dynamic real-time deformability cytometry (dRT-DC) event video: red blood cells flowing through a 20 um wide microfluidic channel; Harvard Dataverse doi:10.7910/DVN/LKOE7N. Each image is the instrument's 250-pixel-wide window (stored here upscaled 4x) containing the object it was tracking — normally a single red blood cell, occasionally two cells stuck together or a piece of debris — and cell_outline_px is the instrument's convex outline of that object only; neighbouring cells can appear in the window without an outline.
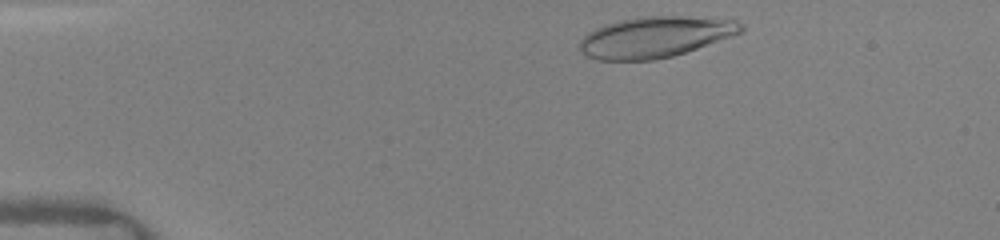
{"species": "human", "species_latin": "Homo sapiens", "temperature_condition": "warm", "stored_images_in_passage": 36, "camera_frame_rate_fps": 3000, "um_per_image_px": 0.085, "donor": {"sex": "female"}, "frame": {"image": 1, "passage_image": 2, "time_ms": 0.333, "image_size_px": [1000, 240], "cell_outline_px": [[744, 32], [672, 56], [652, 60], [596, 60], [580, 52], [576, 44], [588, 32], [604, 24], [620, 20], [640, 16], [680, 16], [732, 20], [744, 24]], "centroid_in_image_um": [55.63, 3.15], "position_along_channel_um": 29.4, "area_um2": 38.44}}
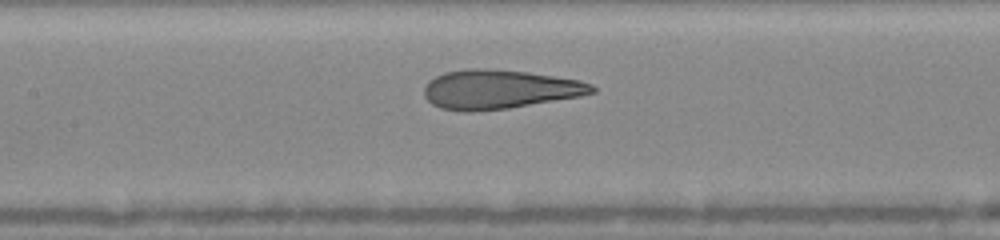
{"frame": {"image": 2, "passage_image": 22, "time_ms": 5.333, "image_size_px": [1000, 240], "cell_outline_px": [[596, 92], [580, 96], [508, 108], [476, 112], [460, 112], [440, 108], [432, 104], [424, 96], [424, 88], [428, 80], [444, 72], [468, 68], [488, 68], [528, 72], [580, 80], [592, 84], [596, 88]], "centroid_in_image_um": [42.41, 7.59], "position_along_channel_um": 165.0, "area_um2": 38.55}}
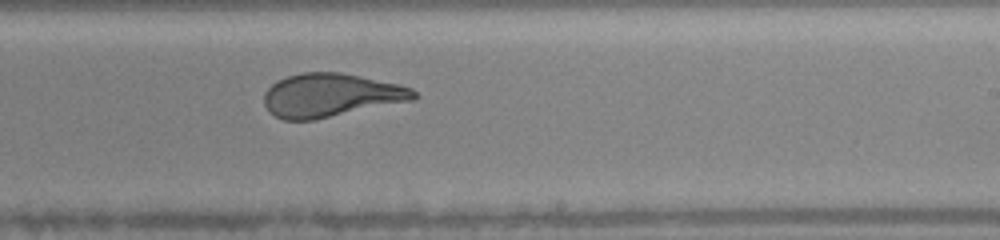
{"frame": {"image": 3, "passage_image": 32, "time_ms": 7.667, "image_size_px": [1000, 240], "cell_outline_px": [[420, 96], [416, 100], [316, 120], [284, 120], [268, 112], [264, 104], [264, 92], [276, 80], [300, 72], [340, 72], [360, 76], [396, 84], [412, 88]], "centroid_in_image_um": [28.13, 8.11], "position_along_channel_um": 260.9, "area_um2": 38.38}}